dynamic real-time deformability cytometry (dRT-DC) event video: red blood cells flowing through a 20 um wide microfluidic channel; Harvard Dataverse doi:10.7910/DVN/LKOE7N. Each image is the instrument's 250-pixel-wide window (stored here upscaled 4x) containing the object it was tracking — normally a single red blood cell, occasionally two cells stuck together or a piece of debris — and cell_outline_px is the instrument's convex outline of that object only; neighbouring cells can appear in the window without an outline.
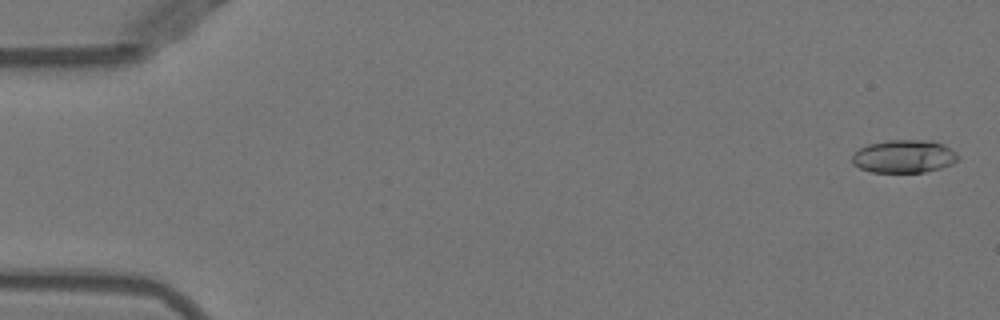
{"species": "Egyptian fruit bat (a non-hibernating species)", "species_latin": "Rousettus aegyptiacus", "temperature_condition": "warm", "stored_images_in_passage": 52, "camera_frame_rate_fps": 3000, "um_per_image_px": 0.085, "animal": {"sex": "female"}, "frame": {"image": 1, "passage_image": 2, "time_ms": 0.333, "image_size_px": [1000, 320], "cell_outline_px": [[960, 156], [952, 164], [940, 168], [924, 172], [872, 172], [860, 168], [852, 164], [852, 156], [860, 148], [868, 144], [888, 140], [932, 140], [944, 144], [956, 152]], "centroid_in_image_um": [76.85, 13.28], "position_along_channel_um": 8.1, "area_um2": 20.4}}
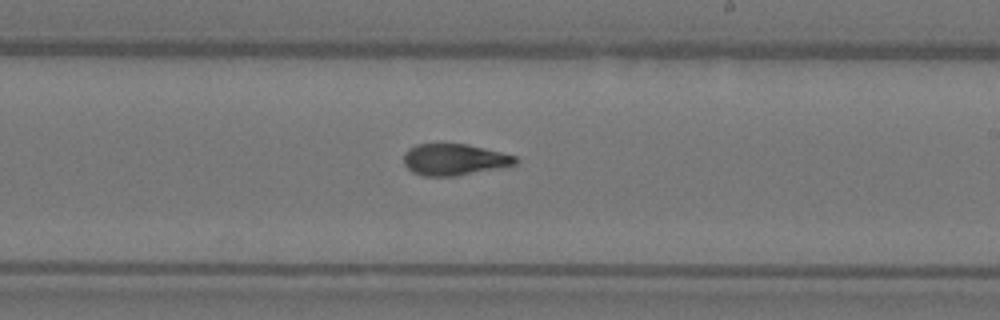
{"frame": {"image": 2, "passage_image": 31, "time_ms": 10.0, "image_size_px": [1000, 320], "cell_outline_px": [[520, 160], [516, 164], [456, 176], [424, 176], [412, 172], [404, 164], [404, 152], [408, 148], [416, 144], [468, 144], [516, 156]], "centroid_in_image_um": [38.59, 13.56], "position_along_channel_um": 250.4, "area_um2": 20.4}}
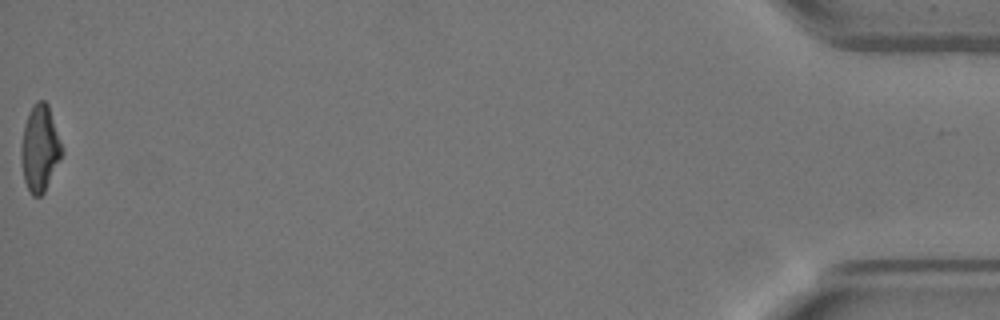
{"frame": {"image": 3, "passage_image": 52, "time_ms": 17.0, "image_size_px": [1000, 320], "cell_outline_px": [[64, 152], [44, 192], [40, 196], [32, 196], [24, 180], [20, 160], [20, 148], [24, 124], [28, 112], [36, 100], [44, 100], [48, 104], [64, 148]], "centroid_in_image_um": [3.39, 12.58], "position_along_channel_um": 431.8, "area_um2": 20.81}, "authors_computed_cell_mechanics": {"area_um2": 20.5768, "velocity_mm_per_s": 3.9966, "shape_relaxation_time_tau1_ms": 5.586, "shape_relaxation_time_tau2_ms": 1.8311, "deformation_change_tau1": 0.2254, "deformation_change_tau2": 0.093}}